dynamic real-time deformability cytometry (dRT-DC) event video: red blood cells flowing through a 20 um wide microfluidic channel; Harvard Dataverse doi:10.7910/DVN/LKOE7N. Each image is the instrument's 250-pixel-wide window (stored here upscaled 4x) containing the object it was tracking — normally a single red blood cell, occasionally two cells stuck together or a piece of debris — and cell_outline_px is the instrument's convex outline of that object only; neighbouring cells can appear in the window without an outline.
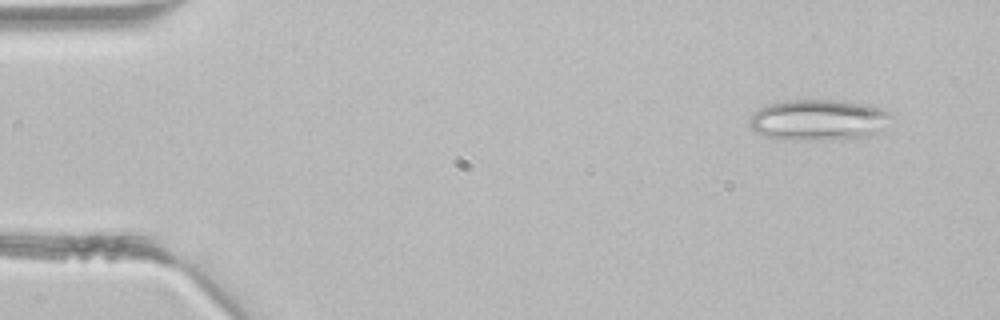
{"species": "common noctule bat (a hibernating species)", "species_latin": "Nyctalus noctula", "temperature_condition": "room temperature", "stored_images_in_passage": 3, "camera_frame_rate_fps": 3000, "um_per_image_px": 0.085, "animal": {"sex": "male", "body_mass_g": 21.5, "forearm_length_mm": 52.0}, "frame": {"image": 1, "passage_image": 1, "time_ms": 0.0, "image_size_px": [1000, 320], "cell_outline_px": [[892, 116], [880, 132], [876, 136], [860, 140], [784, 140], [768, 136], [756, 132], [748, 128], [748, 120], [760, 108], [768, 104], [784, 100], [840, 100], [868, 104], [880, 108], [888, 112]], "centroid_in_image_um": [69.62, 10.23], "position_along_channel_um": 15.4, "area_um2": 34.8}}